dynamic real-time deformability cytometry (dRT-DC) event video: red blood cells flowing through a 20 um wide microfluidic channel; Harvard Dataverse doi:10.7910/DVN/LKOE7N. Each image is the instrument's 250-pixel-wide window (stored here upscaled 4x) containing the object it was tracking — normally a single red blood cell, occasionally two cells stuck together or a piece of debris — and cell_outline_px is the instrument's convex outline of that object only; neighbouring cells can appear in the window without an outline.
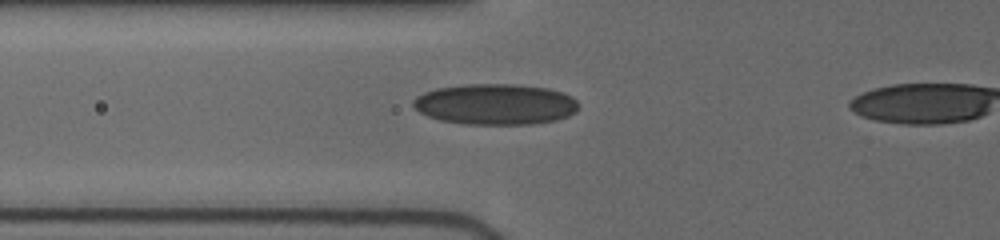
{"species": "human", "species_latin": "Homo sapiens", "temperature_condition": "cold", "stored_images_in_passage": 3, "camera_frame_rate_fps": 3000, "um_per_image_px": 0.085, "donor": {"sex": "female"}, "frame": {"image": 1, "passage_image": 2, "time_ms": 0.667, "image_size_px": [1000, 240], "cell_outline_px": [[580, 108], [576, 112], [568, 116], [556, 120], [532, 124], [464, 124], [440, 120], [428, 116], [420, 112], [412, 104], [412, 100], [416, 96], [424, 92], [436, 88], [464, 84], [516, 84], [548, 88], [564, 92], [572, 96], [580, 104]], "centroid_in_image_um": [42.14, 8.85], "position_along_channel_um": 83.7, "area_um2": 39.77}}